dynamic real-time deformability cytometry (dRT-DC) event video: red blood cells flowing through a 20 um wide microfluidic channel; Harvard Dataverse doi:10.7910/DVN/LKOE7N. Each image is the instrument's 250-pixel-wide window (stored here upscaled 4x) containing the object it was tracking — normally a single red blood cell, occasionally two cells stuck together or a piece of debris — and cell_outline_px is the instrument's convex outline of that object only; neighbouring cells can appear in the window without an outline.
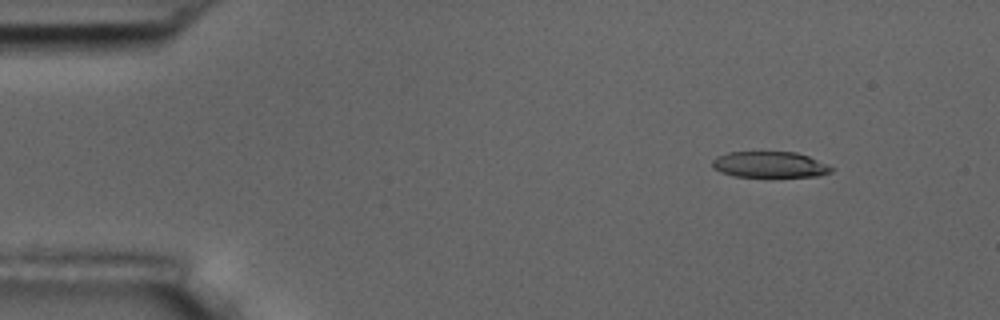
{"species": "common noctule bat (a hibernating species)", "species_latin": "Nyctalus noctula", "temperature_condition": "room temperature", "stored_images_in_passage": 8, "camera_frame_rate_fps": 3000, "um_per_image_px": 0.085, "animal": {"sex": "male", "body_mass_g": 17.5, "forearm_length_mm": 52.3}, "frame": {"image": 1, "passage_image": 1, "time_ms": 0.0, "image_size_px": [1000, 320], "cell_outline_px": [[832, 172], [820, 176], [732, 176], [720, 172], [712, 168], [712, 160], [716, 156], [728, 152], [796, 152], [808, 156], [832, 168]], "centroid_in_image_um": [65.36, 13.99], "position_along_channel_um": 19.6, "area_um2": 17.86}}
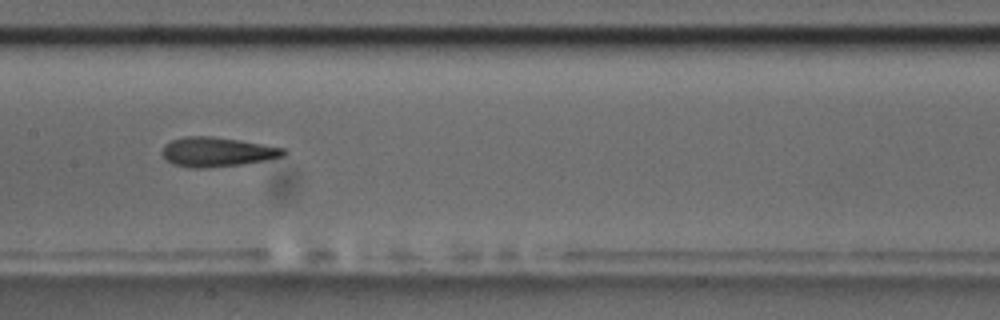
{"frame": {"image": 2, "passage_image": 7, "time_ms": 7.0, "image_size_px": [1000, 320], "cell_outline_px": [[288, 152], [284, 156], [264, 160], [240, 164], [204, 168], [192, 168], [172, 164], [160, 152], [164, 144], [172, 140], [184, 136], [212, 136], [240, 140], [288, 148]], "centroid_in_image_um": [18.47, 12.9], "position_along_channel_um": 188.9, "area_um2": 20.98}}
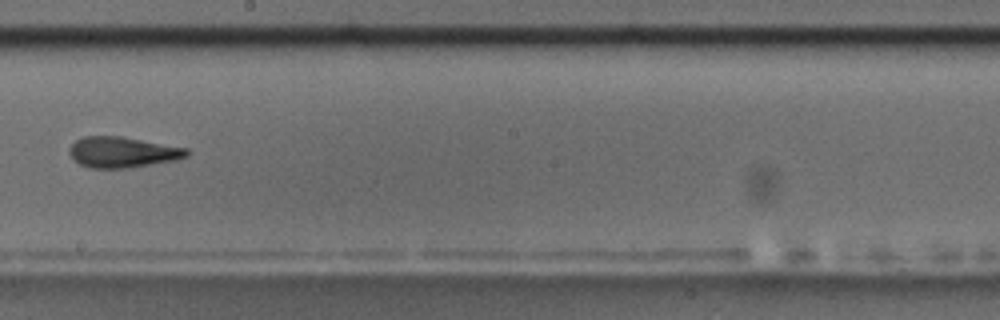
{"frame": {"image": 3, "passage_image": 8, "time_ms": 8.333, "image_size_px": [1000, 320], "cell_outline_px": [[188, 156], [176, 160], [128, 168], [88, 168], [80, 164], [68, 152], [68, 148], [76, 140], [84, 136], [120, 136], [188, 148]], "centroid_in_image_um": [10.41, 12.94], "position_along_channel_um": 237.8, "area_um2": 20.98}}